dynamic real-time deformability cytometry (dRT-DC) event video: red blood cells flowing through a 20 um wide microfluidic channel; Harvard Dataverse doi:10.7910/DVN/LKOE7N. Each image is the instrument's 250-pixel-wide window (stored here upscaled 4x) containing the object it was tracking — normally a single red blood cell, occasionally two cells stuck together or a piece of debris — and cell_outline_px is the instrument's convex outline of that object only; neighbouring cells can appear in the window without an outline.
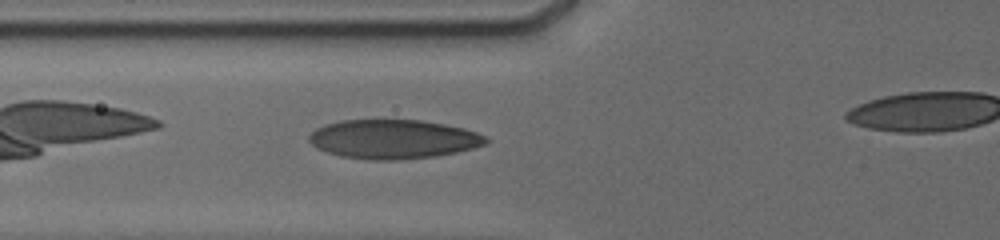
{"species": "human", "species_latin": "Homo sapiens", "temperature_condition": "cold", "stored_images_in_passage": 36, "camera_frame_rate_fps": 3000, "um_per_image_px": 0.085, "donor": {"sex": "male"}, "frame": {"image": 1, "passage_image": 3, "time_ms": 1.667, "image_size_px": [1000, 240], "cell_outline_px": [[488, 140], [484, 144], [472, 148], [456, 152], [432, 156], [396, 160], [372, 160], [340, 156], [316, 148], [308, 140], [308, 136], [316, 128], [328, 124], [344, 120], [420, 120], [444, 124], [464, 128], [476, 132], [484, 136]], "centroid_in_image_um": [33.4, 11.83], "position_along_channel_um": 92.4, "area_um2": 39.94}}
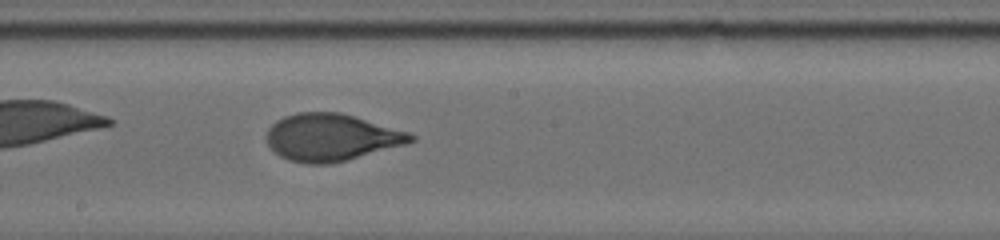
{"frame": {"image": 2, "passage_image": 15, "time_ms": 5.0, "image_size_px": [1000, 240], "cell_outline_px": [[416, 140], [404, 144], [344, 160], [328, 164], [308, 164], [288, 160], [280, 156], [268, 144], [268, 128], [276, 120], [284, 116], [296, 112], [340, 112], [408, 132], [416, 136]], "centroid_in_image_um": [28.12, 11.66], "position_along_channel_um": 220.1, "area_um2": 39.02}}
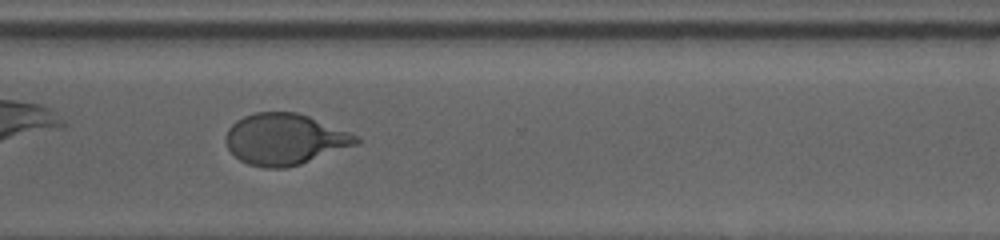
{"frame": {"image": 3, "passage_image": 27, "time_ms": 8.333, "image_size_px": [1000, 240], "cell_outline_px": [[360, 144], [300, 164], [284, 168], [264, 168], [248, 164], [240, 160], [228, 148], [224, 140], [224, 136], [228, 128], [236, 120], [244, 116], [256, 112], [296, 112], [308, 116], [348, 132], [356, 136], [360, 140]], "centroid_in_image_um": [24.18, 11.84], "position_along_channel_um": 346.4, "area_um2": 38.78}}